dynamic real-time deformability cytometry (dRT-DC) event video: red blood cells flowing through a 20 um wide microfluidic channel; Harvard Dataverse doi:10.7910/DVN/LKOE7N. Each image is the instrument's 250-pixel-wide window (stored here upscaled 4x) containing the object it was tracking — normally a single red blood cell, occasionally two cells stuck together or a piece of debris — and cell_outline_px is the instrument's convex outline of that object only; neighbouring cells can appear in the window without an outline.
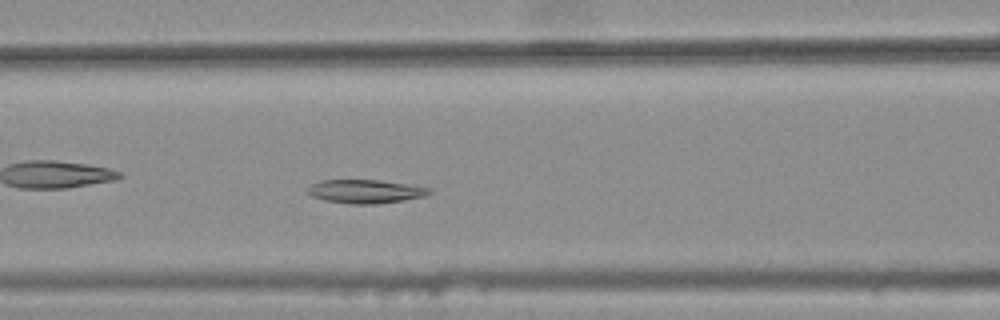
{"species": "common noctule bat (a hibernating species)", "species_latin": "Nyctalus noctula", "temperature_condition": "warm", "stored_images_in_passage": 30, "camera_frame_rate_fps": 3000, "um_per_image_px": 0.085, "animal": {"sex": "female", "body_mass_g": 25.1}, "frame": {"image": 1, "passage_image": 8, "time_ms": 2.333, "image_size_px": [1000, 320], "cell_outline_px": [[432, 192], [428, 196], [404, 200], [376, 204], [348, 204], [324, 200], [312, 196], [304, 192], [312, 184], [320, 180], [380, 180], [432, 188]], "centroid_in_image_um": [31.07, 16.27], "position_along_channel_um": 135.5, "area_um2": 16.94}}
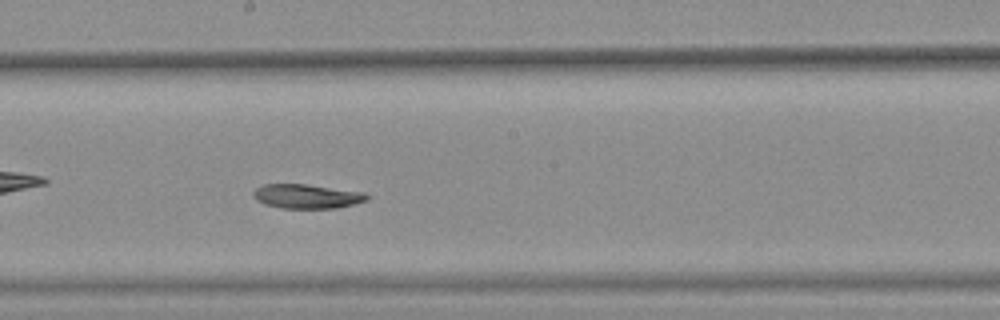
{"frame": {"image": 2, "passage_image": 15, "time_ms": 4.667, "image_size_px": [1000, 320], "cell_outline_px": [[368, 200], [336, 208], [280, 208], [264, 204], [256, 200], [252, 196], [252, 192], [256, 188], [264, 184], [308, 184], [364, 192], [368, 196]], "centroid_in_image_um": [26.04, 16.68], "position_along_channel_um": 222.2, "area_um2": 16.13}}
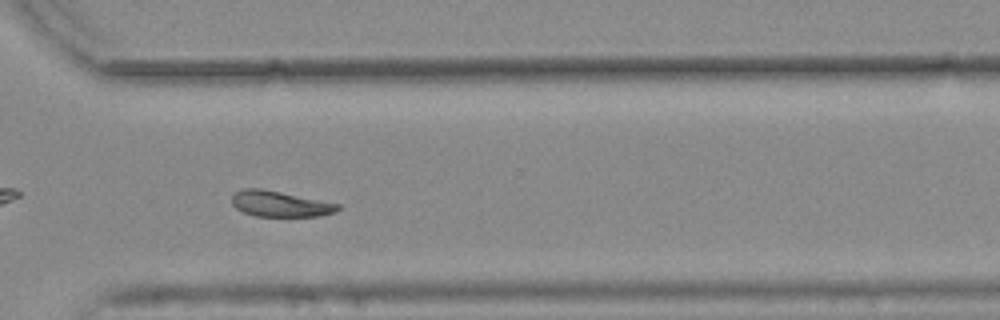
{"frame": {"image": 3, "passage_image": 25, "time_ms": 8.0, "image_size_px": [1000, 320], "cell_outline_px": [[340, 208], [336, 212], [320, 216], [256, 216], [244, 212], [236, 208], [232, 204], [232, 196], [236, 192], [244, 188], [260, 188], [340, 204]], "centroid_in_image_um": [23.8, 17.33], "position_along_channel_um": 346.8, "area_um2": 15.72}}